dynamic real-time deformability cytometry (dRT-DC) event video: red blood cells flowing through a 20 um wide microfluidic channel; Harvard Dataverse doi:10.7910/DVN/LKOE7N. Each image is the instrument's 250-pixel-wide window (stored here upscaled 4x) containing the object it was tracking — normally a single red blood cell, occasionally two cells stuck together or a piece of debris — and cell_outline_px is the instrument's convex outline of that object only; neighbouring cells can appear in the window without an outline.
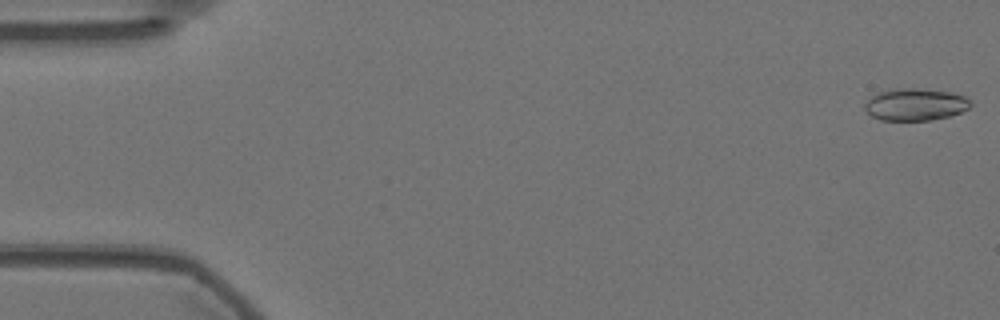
{"species": "Egyptian fruit bat (a non-hibernating species)", "species_latin": "Rousettus aegyptiacus", "temperature_condition": "warm", "stored_images_in_passage": 57, "camera_frame_rate_fps": 3000, "um_per_image_px": 0.085, "animal": {"sex": "female"}, "frame": {"image": 1, "passage_image": 1, "time_ms": 0.0, "image_size_px": [1000, 320], "cell_outline_px": [[972, 104], [968, 108], [960, 112], [948, 116], [932, 120], [880, 120], [872, 116], [864, 108], [864, 104], [876, 92], [900, 88], [916, 88], [948, 92], [964, 96], [972, 100]], "centroid_in_image_um": [77.79, 8.88], "position_along_channel_um": 7.2, "area_um2": 19.71}}
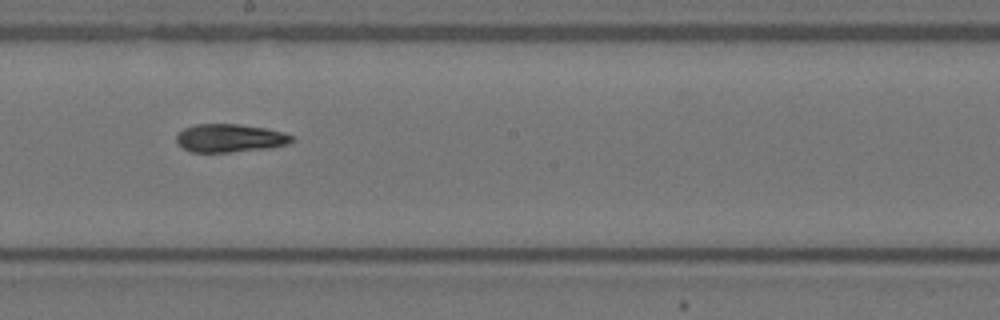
{"frame": {"image": 2, "passage_image": 31, "time_ms": 10.0, "image_size_px": [1000, 320], "cell_outline_px": [[296, 140], [288, 144], [268, 148], [228, 152], [192, 152], [184, 148], [176, 140], [176, 136], [184, 128], [196, 124], [236, 124], [268, 128], [284, 132], [292, 136]], "centroid_in_image_um": [19.58, 11.73], "position_along_channel_um": 228.6, "area_um2": 18.9}}
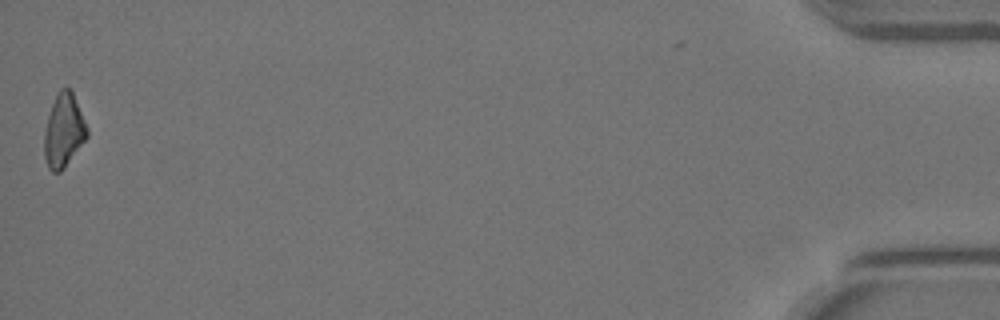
{"frame": {"image": 3, "passage_image": 56, "time_ms": 18.333, "image_size_px": [1000, 320], "cell_outline_px": [[88, 136], [64, 168], [60, 172], [52, 172], [48, 168], [44, 156], [44, 132], [48, 116], [52, 104], [60, 88], [68, 88], [72, 92], [88, 128]], "centroid_in_image_um": [5.4, 11.13], "position_along_channel_um": 429.8, "area_um2": 18.09}, "authors_computed_cell_mechanics": {"area_um2": 19.2474, "velocity_mm_per_s": 3.5908, "shape_relaxation_time_tau1_ms": 5.5561, "shape_relaxation_time_tau2_ms": null, "deformation_change_tau1": 0.1912, "deformation_change_tau2": null}}